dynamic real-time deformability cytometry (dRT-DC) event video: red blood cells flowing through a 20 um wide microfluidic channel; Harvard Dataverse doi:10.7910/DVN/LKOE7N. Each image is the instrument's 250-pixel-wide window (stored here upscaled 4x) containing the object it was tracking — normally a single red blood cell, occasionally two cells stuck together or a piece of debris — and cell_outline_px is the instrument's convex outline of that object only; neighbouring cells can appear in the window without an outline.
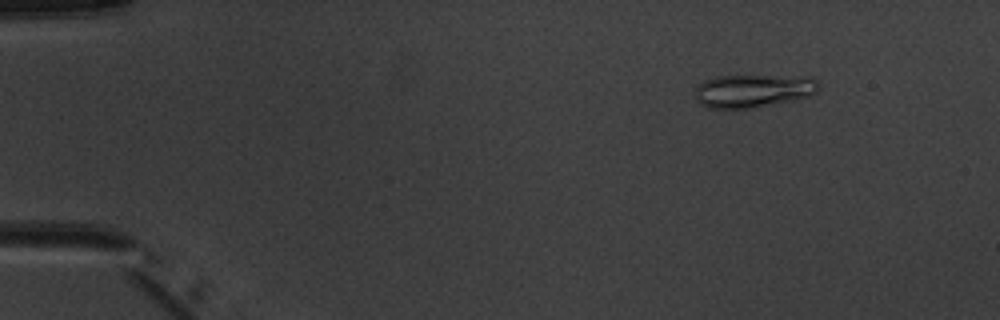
{"species": "common noctule bat (a hibernating species)", "species_latin": "Nyctalus noctula", "temperature_condition": "warm", "stored_images_in_passage": 6, "camera_frame_rate_fps": 3000, "um_per_image_px": 0.085, "animal": {"sex": "male", "body_mass_g": 20.1, "forearm_length_mm": 53.5}, "frame": {"image": 1, "passage_image": 1, "time_ms": 0.0, "image_size_px": [1000, 320], "cell_outline_px": [[820, 88], [816, 92], [808, 96], [796, 100], [752, 108], [708, 108], [700, 104], [692, 96], [696, 88], [704, 80], [716, 76], [812, 76], [820, 84]], "centroid_in_image_um": [64.03, 7.72], "position_along_channel_um": 21.0, "area_um2": 24.22}}
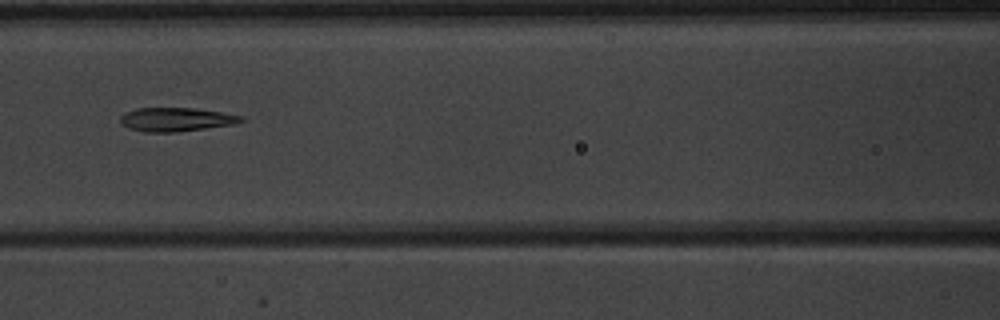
{"frame": {"image": 2, "passage_image": 6, "time_ms": 5.667, "image_size_px": [1000, 320], "cell_outline_px": [[244, 120], [236, 124], [176, 132], [144, 132], [128, 128], [120, 124], [120, 116], [124, 112], [136, 108], [196, 108], [224, 112], [244, 116]], "centroid_in_image_um": [14.97, 10.15], "position_along_channel_um": 151.6, "area_um2": 16.99}}